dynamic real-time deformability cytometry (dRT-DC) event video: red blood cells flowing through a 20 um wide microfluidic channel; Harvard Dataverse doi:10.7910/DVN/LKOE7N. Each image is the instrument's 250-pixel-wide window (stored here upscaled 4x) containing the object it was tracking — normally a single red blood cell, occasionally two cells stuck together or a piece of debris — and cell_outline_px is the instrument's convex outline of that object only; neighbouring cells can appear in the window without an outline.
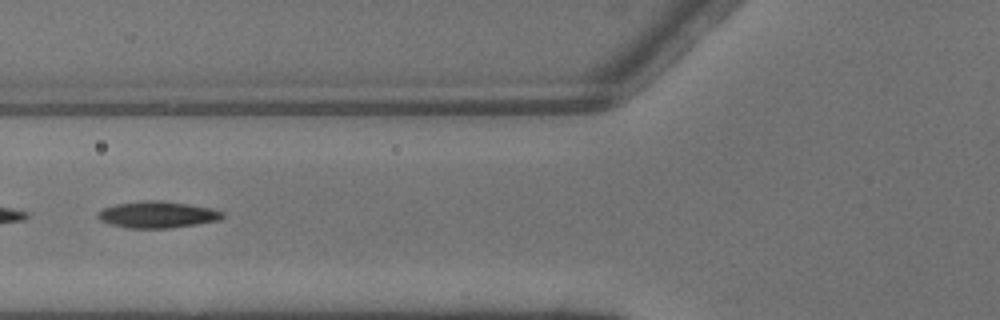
{"species": "common noctule bat (a hibernating species)", "species_latin": "Nyctalus noctula", "temperature_condition": "warm", "stored_images_in_passage": 5, "camera_frame_rate_fps": 3000, "um_per_image_px": 0.085, "animal": {"sex": "male", "body_mass_g": 13.3}, "frame": {"image": 1, "passage_image": 5, "time_ms": 1.333, "image_size_px": [1000, 320], "cell_outline_px": [[224, 216], [220, 220], [172, 228], [128, 228], [108, 224], [100, 220], [96, 216], [96, 212], [104, 208], [116, 204], [144, 200], [160, 200], [188, 204], [212, 208], [224, 212]], "centroid_in_image_um": [13.36, 18.24], "position_along_channel_um": 112.4, "area_um2": 19.48}}